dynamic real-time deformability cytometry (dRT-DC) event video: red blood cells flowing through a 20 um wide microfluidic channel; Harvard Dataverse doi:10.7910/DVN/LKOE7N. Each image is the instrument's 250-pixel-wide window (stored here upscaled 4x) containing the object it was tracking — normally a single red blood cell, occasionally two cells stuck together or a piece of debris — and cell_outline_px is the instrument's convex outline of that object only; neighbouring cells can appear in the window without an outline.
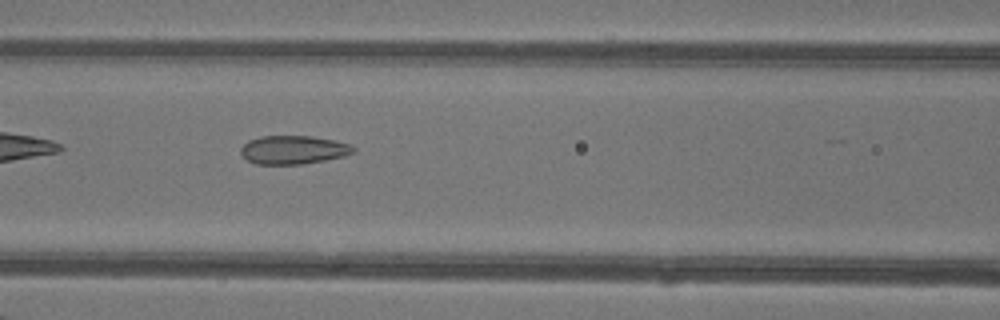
{"species": "common noctule bat (a hibernating species)", "species_latin": "Nyctalus noctula", "temperature_condition": "warm", "stored_images_in_passage": 33, "camera_frame_rate_fps": 3000, "um_per_image_px": 0.085, "animal": {"sex": "female"}, "frame": {"image": 1, "passage_image": 6, "time_ms": 1.667, "image_size_px": [1000, 320], "cell_outline_px": [[356, 152], [344, 156], [324, 160], [300, 164], [256, 164], [248, 160], [240, 152], [240, 148], [248, 140], [260, 136], [312, 136], [336, 140], [348, 144], [356, 148]], "centroid_in_image_um": [24.94, 12.72], "position_along_channel_um": 141.7, "area_um2": 18.73}}
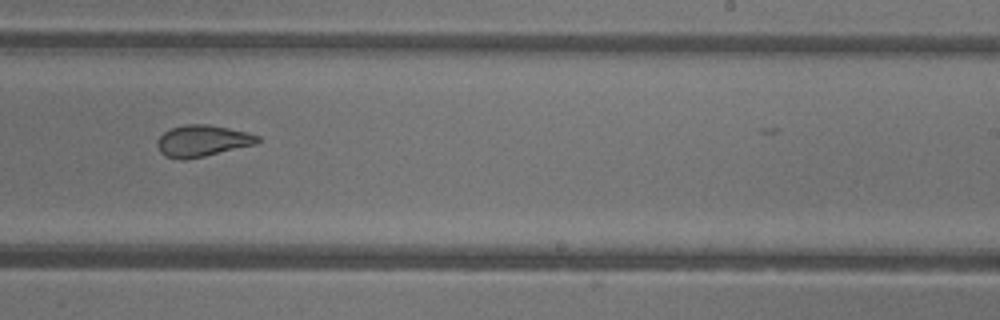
{"frame": {"image": 2, "passage_image": 15, "time_ms": 4.667, "image_size_px": [1000, 320], "cell_outline_px": [[264, 140], [256, 144], [204, 156], [184, 160], [180, 160], [164, 156], [160, 152], [156, 144], [156, 140], [164, 132], [172, 128], [184, 124], [208, 124], [248, 132], [260, 136]], "centroid_in_image_um": [17.21, 11.97], "position_along_channel_um": 271.8, "area_um2": 18.61}}
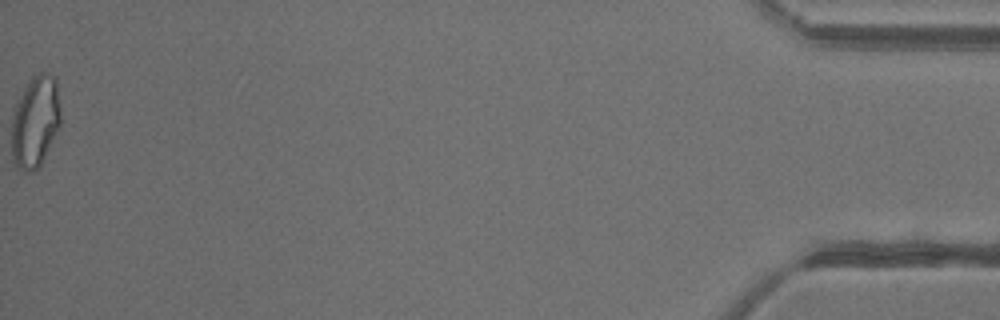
{"frame": {"image": 3, "passage_image": 33, "time_ms": 10.667, "image_size_px": [1000, 320], "cell_outline_px": [[60, 124], [36, 172], [24, 172], [16, 168], [12, 160], [12, 112], [24, 88], [32, 76], [40, 72], [44, 72], [56, 76], [60, 108]], "centroid_in_image_um": [2.98, 10.34], "position_along_channel_um": 432.2, "area_um2": 26.3}, "authors_computed_cell_mechanics": {"area_um2": 19.2474, "velocity_mm_per_s": 4.3443, "shape_relaxation_time_tau1_ms": null, "shape_relaxation_time_tau2_ms": 1.1438, "deformation_change_tau1": null, "deformation_change_tau2": 0.0853}}